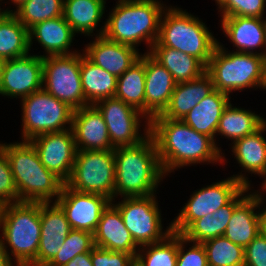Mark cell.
<instances>
[{"label":"cell","mask_w":266,"mask_h":266,"mask_svg":"<svg viewBox=\"0 0 266 266\" xmlns=\"http://www.w3.org/2000/svg\"><path fill=\"white\" fill-rule=\"evenodd\" d=\"M56 202L64 210L71 229L94 233L111 200L101 194L74 191L64 184Z\"/></svg>","instance_id":"16"},{"label":"cell","mask_w":266,"mask_h":266,"mask_svg":"<svg viewBox=\"0 0 266 266\" xmlns=\"http://www.w3.org/2000/svg\"><path fill=\"white\" fill-rule=\"evenodd\" d=\"M104 1L106 2L107 0ZM124 1H130V0H116V2H124Z\"/></svg>","instance_id":"52"},{"label":"cell","mask_w":266,"mask_h":266,"mask_svg":"<svg viewBox=\"0 0 266 266\" xmlns=\"http://www.w3.org/2000/svg\"><path fill=\"white\" fill-rule=\"evenodd\" d=\"M94 106L102 114L111 144L115 148L137 145L150 135V119L121 99L105 98Z\"/></svg>","instance_id":"12"},{"label":"cell","mask_w":266,"mask_h":266,"mask_svg":"<svg viewBox=\"0 0 266 266\" xmlns=\"http://www.w3.org/2000/svg\"><path fill=\"white\" fill-rule=\"evenodd\" d=\"M114 199L158 194L165 180L155 141L151 135L137 145L114 149ZM157 192V193H156Z\"/></svg>","instance_id":"2"},{"label":"cell","mask_w":266,"mask_h":266,"mask_svg":"<svg viewBox=\"0 0 266 266\" xmlns=\"http://www.w3.org/2000/svg\"><path fill=\"white\" fill-rule=\"evenodd\" d=\"M114 97L145 115V52L135 64L117 78Z\"/></svg>","instance_id":"33"},{"label":"cell","mask_w":266,"mask_h":266,"mask_svg":"<svg viewBox=\"0 0 266 266\" xmlns=\"http://www.w3.org/2000/svg\"><path fill=\"white\" fill-rule=\"evenodd\" d=\"M219 21L224 37L236 50L232 49L233 52L254 53L265 57V18L228 16Z\"/></svg>","instance_id":"20"},{"label":"cell","mask_w":266,"mask_h":266,"mask_svg":"<svg viewBox=\"0 0 266 266\" xmlns=\"http://www.w3.org/2000/svg\"><path fill=\"white\" fill-rule=\"evenodd\" d=\"M93 237L95 246L111 251L125 252L135 258L140 248L126 229L119 210L111 202L102 211Z\"/></svg>","instance_id":"24"},{"label":"cell","mask_w":266,"mask_h":266,"mask_svg":"<svg viewBox=\"0 0 266 266\" xmlns=\"http://www.w3.org/2000/svg\"><path fill=\"white\" fill-rule=\"evenodd\" d=\"M214 90L207 72L188 82L176 84L167 108L161 115L153 118L182 120L193 107Z\"/></svg>","instance_id":"27"},{"label":"cell","mask_w":266,"mask_h":266,"mask_svg":"<svg viewBox=\"0 0 266 266\" xmlns=\"http://www.w3.org/2000/svg\"><path fill=\"white\" fill-rule=\"evenodd\" d=\"M202 244L206 250L208 266H244V248L224 235Z\"/></svg>","instance_id":"36"},{"label":"cell","mask_w":266,"mask_h":266,"mask_svg":"<svg viewBox=\"0 0 266 266\" xmlns=\"http://www.w3.org/2000/svg\"><path fill=\"white\" fill-rule=\"evenodd\" d=\"M13 174L18 202H56L65 184L40 161L29 141L2 142Z\"/></svg>","instance_id":"4"},{"label":"cell","mask_w":266,"mask_h":266,"mask_svg":"<svg viewBox=\"0 0 266 266\" xmlns=\"http://www.w3.org/2000/svg\"><path fill=\"white\" fill-rule=\"evenodd\" d=\"M244 186L233 176L192 191L190 198L171 220L172 232L182 234L195 220L227 205Z\"/></svg>","instance_id":"13"},{"label":"cell","mask_w":266,"mask_h":266,"mask_svg":"<svg viewBox=\"0 0 266 266\" xmlns=\"http://www.w3.org/2000/svg\"><path fill=\"white\" fill-rule=\"evenodd\" d=\"M168 5L163 0H130L116 2L105 18L103 35L109 40L138 47L148 53L158 40L160 19Z\"/></svg>","instance_id":"3"},{"label":"cell","mask_w":266,"mask_h":266,"mask_svg":"<svg viewBox=\"0 0 266 266\" xmlns=\"http://www.w3.org/2000/svg\"><path fill=\"white\" fill-rule=\"evenodd\" d=\"M176 266H208L207 254L203 244L189 241L178 234Z\"/></svg>","instance_id":"39"},{"label":"cell","mask_w":266,"mask_h":266,"mask_svg":"<svg viewBox=\"0 0 266 266\" xmlns=\"http://www.w3.org/2000/svg\"><path fill=\"white\" fill-rule=\"evenodd\" d=\"M18 202L17 188L5 152L0 148V205Z\"/></svg>","instance_id":"40"},{"label":"cell","mask_w":266,"mask_h":266,"mask_svg":"<svg viewBox=\"0 0 266 266\" xmlns=\"http://www.w3.org/2000/svg\"><path fill=\"white\" fill-rule=\"evenodd\" d=\"M76 34L72 31L71 26L66 22L63 16L45 20L35 24L29 29V48L32 52L33 43L40 44L44 50L37 53L42 58L57 55H70L79 50L73 47V41ZM35 41V42H33ZM72 46V47H71Z\"/></svg>","instance_id":"21"},{"label":"cell","mask_w":266,"mask_h":266,"mask_svg":"<svg viewBox=\"0 0 266 266\" xmlns=\"http://www.w3.org/2000/svg\"><path fill=\"white\" fill-rule=\"evenodd\" d=\"M93 266H135V257L95 246L91 251Z\"/></svg>","instance_id":"42"},{"label":"cell","mask_w":266,"mask_h":266,"mask_svg":"<svg viewBox=\"0 0 266 266\" xmlns=\"http://www.w3.org/2000/svg\"><path fill=\"white\" fill-rule=\"evenodd\" d=\"M0 240L16 266H36L41 237L40 202H15L0 208Z\"/></svg>","instance_id":"5"},{"label":"cell","mask_w":266,"mask_h":266,"mask_svg":"<svg viewBox=\"0 0 266 266\" xmlns=\"http://www.w3.org/2000/svg\"><path fill=\"white\" fill-rule=\"evenodd\" d=\"M265 57H266V17H265Z\"/></svg>","instance_id":"51"},{"label":"cell","mask_w":266,"mask_h":266,"mask_svg":"<svg viewBox=\"0 0 266 266\" xmlns=\"http://www.w3.org/2000/svg\"><path fill=\"white\" fill-rule=\"evenodd\" d=\"M258 217L260 234L266 237V196L263 195H258Z\"/></svg>","instance_id":"45"},{"label":"cell","mask_w":266,"mask_h":266,"mask_svg":"<svg viewBox=\"0 0 266 266\" xmlns=\"http://www.w3.org/2000/svg\"><path fill=\"white\" fill-rule=\"evenodd\" d=\"M64 266H93L91 262V252L76 255Z\"/></svg>","instance_id":"46"},{"label":"cell","mask_w":266,"mask_h":266,"mask_svg":"<svg viewBox=\"0 0 266 266\" xmlns=\"http://www.w3.org/2000/svg\"><path fill=\"white\" fill-rule=\"evenodd\" d=\"M43 58L33 52L19 58L5 60L0 95L8 99H22L42 89Z\"/></svg>","instance_id":"15"},{"label":"cell","mask_w":266,"mask_h":266,"mask_svg":"<svg viewBox=\"0 0 266 266\" xmlns=\"http://www.w3.org/2000/svg\"><path fill=\"white\" fill-rule=\"evenodd\" d=\"M3 66H4V61L0 60V90H1L2 78H3Z\"/></svg>","instance_id":"50"},{"label":"cell","mask_w":266,"mask_h":266,"mask_svg":"<svg viewBox=\"0 0 266 266\" xmlns=\"http://www.w3.org/2000/svg\"><path fill=\"white\" fill-rule=\"evenodd\" d=\"M0 266H16L9 258L0 240Z\"/></svg>","instance_id":"47"},{"label":"cell","mask_w":266,"mask_h":266,"mask_svg":"<svg viewBox=\"0 0 266 266\" xmlns=\"http://www.w3.org/2000/svg\"><path fill=\"white\" fill-rule=\"evenodd\" d=\"M218 17H266V0H220L216 4Z\"/></svg>","instance_id":"38"},{"label":"cell","mask_w":266,"mask_h":266,"mask_svg":"<svg viewBox=\"0 0 266 266\" xmlns=\"http://www.w3.org/2000/svg\"><path fill=\"white\" fill-rule=\"evenodd\" d=\"M262 183L259 184L260 187H257L258 189L255 190L253 187V191L258 195H266V174L262 177ZM260 188V189H259Z\"/></svg>","instance_id":"49"},{"label":"cell","mask_w":266,"mask_h":266,"mask_svg":"<svg viewBox=\"0 0 266 266\" xmlns=\"http://www.w3.org/2000/svg\"><path fill=\"white\" fill-rule=\"evenodd\" d=\"M18 101H21V141L72 128L74 109L43 88Z\"/></svg>","instance_id":"8"},{"label":"cell","mask_w":266,"mask_h":266,"mask_svg":"<svg viewBox=\"0 0 266 266\" xmlns=\"http://www.w3.org/2000/svg\"><path fill=\"white\" fill-rule=\"evenodd\" d=\"M81 50L70 55L43 57L42 88L74 110L89 106L82 89Z\"/></svg>","instance_id":"11"},{"label":"cell","mask_w":266,"mask_h":266,"mask_svg":"<svg viewBox=\"0 0 266 266\" xmlns=\"http://www.w3.org/2000/svg\"><path fill=\"white\" fill-rule=\"evenodd\" d=\"M1 7H3V6L0 5V15L2 14L3 9H4V8H1Z\"/></svg>","instance_id":"53"},{"label":"cell","mask_w":266,"mask_h":266,"mask_svg":"<svg viewBox=\"0 0 266 266\" xmlns=\"http://www.w3.org/2000/svg\"><path fill=\"white\" fill-rule=\"evenodd\" d=\"M7 2H3V4L4 5H2L3 7L5 6V5H9L10 7H8L7 6V8L5 9H3V12H13L17 7H19L22 3H24L25 1H27V0H6ZM10 3H11V5H14L13 7H11V5H10ZM13 3V4H12ZM15 7V8H14ZM10 8H13V9H10Z\"/></svg>","instance_id":"48"},{"label":"cell","mask_w":266,"mask_h":266,"mask_svg":"<svg viewBox=\"0 0 266 266\" xmlns=\"http://www.w3.org/2000/svg\"><path fill=\"white\" fill-rule=\"evenodd\" d=\"M64 0H27L12 13L29 30L35 24L63 16Z\"/></svg>","instance_id":"35"},{"label":"cell","mask_w":266,"mask_h":266,"mask_svg":"<svg viewBox=\"0 0 266 266\" xmlns=\"http://www.w3.org/2000/svg\"><path fill=\"white\" fill-rule=\"evenodd\" d=\"M29 142L37 151L41 163L65 183L71 175L77 153L72 128L44 133Z\"/></svg>","instance_id":"14"},{"label":"cell","mask_w":266,"mask_h":266,"mask_svg":"<svg viewBox=\"0 0 266 266\" xmlns=\"http://www.w3.org/2000/svg\"><path fill=\"white\" fill-rule=\"evenodd\" d=\"M252 188L244 187L227 205L219 208L215 215L216 237L223 236L234 208L251 192Z\"/></svg>","instance_id":"43"},{"label":"cell","mask_w":266,"mask_h":266,"mask_svg":"<svg viewBox=\"0 0 266 266\" xmlns=\"http://www.w3.org/2000/svg\"><path fill=\"white\" fill-rule=\"evenodd\" d=\"M181 235L187 240L197 243L216 238L215 215L207 214L205 217L195 220Z\"/></svg>","instance_id":"41"},{"label":"cell","mask_w":266,"mask_h":266,"mask_svg":"<svg viewBox=\"0 0 266 266\" xmlns=\"http://www.w3.org/2000/svg\"><path fill=\"white\" fill-rule=\"evenodd\" d=\"M244 266H266V237L258 234L244 248Z\"/></svg>","instance_id":"44"},{"label":"cell","mask_w":266,"mask_h":266,"mask_svg":"<svg viewBox=\"0 0 266 266\" xmlns=\"http://www.w3.org/2000/svg\"><path fill=\"white\" fill-rule=\"evenodd\" d=\"M176 84L173 75L145 52V115L150 120L167 108Z\"/></svg>","instance_id":"23"},{"label":"cell","mask_w":266,"mask_h":266,"mask_svg":"<svg viewBox=\"0 0 266 266\" xmlns=\"http://www.w3.org/2000/svg\"><path fill=\"white\" fill-rule=\"evenodd\" d=\"M266 122L254 133L236 140L231 144L235 161L241 171L231 175L244 187L253 188L249 175L262 178L266 174Z\"/></svg>","instance_id":"18"},{"label":"cell","mask_w":266,"mask_h":266,"mask_svg":"<svg viewBox=\"0 0 266 266\" xmlns=\"http://www.w3.org/2000/svg\"><path fill=\"white\" fill-rule=\"evenodd\" d=\"M232 97L214 89L182 119L188 126L215 141L216 131L223 111Z\"/></svg>","instance_id":"29"},{"label":"cell","mask_w":266,"mask_h":266,"mask_svg":"<svg viewBox=\"0 0 266 266\" xmlns=\"http://www.w3.org/2000/svg\"><path fill=\"white\" fill-rule=\"evenodd\" d=\"M148 53L173 75L177 84L191 81L206 72V66L199 59L164 47L158 41L152 45Z\"/></svg>","instance_id":"30"},{"label":"cell","mask_w":266,"mask_h":266,"mask_svg":"<svg viewBox=\"0 0 266 266\" xmlns=\"http://www.w3.org/2000/svg\"><path fill=\"white\" fill-rule=\"evenodd\" d=\"M260 234L258 194L251 192L234 208L224 236L245 248Z\"/></svg>","instance_id":"28"},{"label":"cell","mask_w":266,"mask_h":266,"mask_svg":"<svg viewBox=\"0 0 266 266\" xmlns=\"http://www.w3.org/2000/svg\"><path fill=\"white\" fill-rule=\"evenodd\" d=\"M106 5L104 0H64L63 17L77 36H100L105 30Z\"/></svg>","instance_id":"25"},{"label":"cell","mask_w":266,"mask_h":266,"mask_svg":"<svg viewBox=\"0 0 266 266\" xmlns=\"http://www.w3.org/2000/svg\"><path fill=\"white\" fill-rule=\"evenodd\" d=\"M150 135L155 141L166 177L185 166L223 165V152L216 146L215 141L195 131L183 120L152 118Z\"/></svg>","instance_id":"1"},{"label":"cell","mask_w":266,"mask_h":266,"mask_svg":"<svg viewBox=\"0 0 266 266\" xmlns=\"http://www.w3.org/2000/svg\"><path fill=\"white\" fill-rule=\"evenodd\" d=\"M257 113L258 112L247 108L245 109L244 107L234 106L232 102H230L223 111L215 137L216 146L221 152L223 151V167L224 165L227 166L229 162L226 158L225 151L222 150V145L217 143L218 141L220 142L219 136L227 139V141L231 140V143L228 144V146H230L236 140L254 133L266 122V118Z\"/></svg>","instance_id":"26"},{"label":"cell","mask_w":266,"mask_h":266,"mask_svg":"<svg viewBox=\"0 0 266 266\" xmlns=\"http://www.w3.org/2000/svg\"><path fill=\"white\" fill-rule=\"evenodd\" d=\"M178 234L172 232L163 241L139 248L135 266H176Z\"/></svg>","instance_id":"34"},{"label":"cell","mask_w":266,"mask_h":266,"mask_svg":"<svg viewBox=\"0 0 266 266\" xmlns=\"http://www.w3.org/2000/svg\"><path fill=\"white\" fill-rule=\"evenodd\" d=\"M29 53V30L12 12H2L0 15V60H11Z\"/></svg>","instance_id":"32"},{"label":"cell","mask_w":266,"mask_h":266,"mask_svg":"<svg viewBox=\"0 0 266 266\" xmlns=\"http://www.w3.org/2000/svg\"><path fill=\"white\" fill-rule=\"evenodd\" d=\"M72 130L77 150H114L107 125L94 105L74 110Z\"/></svg>","instance_id":"22"},{"label":"cell","mask_w":266,"mask_h":266,"mask_svg":"<svg viewBox=\"0 0 266 266\" xmlns=\"http://www.w3.org/2000/svg\"><path fill=\"white\" fill-rule=\"evenodd\" d=\"M156 194L145 197H118L111 203L119 210L135 243L145 246L163 241L172 233L171 221L164 229L162 211ZM116 202V203H115ZM160 208V209H159Z\"/></svg>","instance_id":"9"},{"label":"cell","mask_w":266,"mask_h":266,"mask_svg":"<svg viewBox=\"0 0 266 266\" xmlns=\"http://www.w3.org/2000/svg\"><path fill=\"white\" fill-rule=\"evenodd\" d=\"M84 44V55L95 65L101 67L115 77L124 74L141 57L140 49L127 44L109 40L104 35L90 37Z\"/></svg>","instance_id":"17"},{"label":"cell","mask_w":266,"mask_h":266,"mask_svg":"<svg viewBox=\"0 0 266 266\" xmlns=\"http://www.w3.org/2000/svg\"><path fill=\"white\" fill-rule=\"evenodd\" d=\"M198 15L168 4L160 19L158 42L181 51L208 65L218 44L215 35Z\"/></svg>","instance_id":"7"},{"label":"cell","mask_w":266,"mask_h":266,"mask_svg":"<svg viewBox=\"0 0 266 266\" xmlns=\"http://www.w3.org/2000/svg\"><path fill=\"white\" fill-rule=\"evenodd\" d=\"M80 76L84 96L89 105L114 97L117 77L91 62L82 49Z\"/></svg>","instance_id":"31"},{"label":"cell","mask_w":266,"mask_h":266,"mask_svg":"<svg viewBox=\"0 0 266 266\" xmlns=\"http://www.w3.org/2000/svg\"><path fill=\"white\" fill-rule=\"evenodd\" d=\"M214 89L229 96L233 92L266 90V57L230 51L220 40L206 66Z\"/></svg>","instance_id":"6"},{"label":"cell","mask_w":266,"mask_h":266,"mask_svg":"<svg viewBox=\"0 0 266 266\" xmlns=\"http://www.w3.org/2000/svg\"><path fill=\"white\" fill-rule=\"evenodd\" d=\"M63 246L46 266H64L76 255L91 252L95 247L93 233L71 229Z\"/></svg>","instance_id":"37"},{"label":"cell","mask_w":266,"mask_h":266,"mask_svg":"<svg viewBox=\"0 0 266 266\" xmlns=\"http://www.w3.org/2000/svg\"><path fill=\"white\" fill-rule=\"evenodd\" d=\"M41 237L36 266H46L63 246L71 227L57 202H40Z\"/></svg>","instance_id":"19"},{"label":"cell","mask_w":266,"mask_h":266,"mask_svg":"<svg viewBox=\"0 0 266 266\" xmlns=\"http://www.w3.org/2000/svg\"><path fill=\"white\" fill-rule=\"evenodd\" d=\"M65 185L74 191L101 194L114 200V150H77Z\"/></svg>","instance_id":"10"},{"label":"cell","mask_w":266,"mask_h":266,"mask_svg":"<svg viewBox=\"0 0 266 266\" xmlns=\"http://www.w3.org/2000/svg\"><path fill=\"white\" fill-rule=\"evenodd\" d=\"M3 1L5 2V0H0V5H2V4H3Z\"/></svg>","instance_id":"54"}]
</instances>
